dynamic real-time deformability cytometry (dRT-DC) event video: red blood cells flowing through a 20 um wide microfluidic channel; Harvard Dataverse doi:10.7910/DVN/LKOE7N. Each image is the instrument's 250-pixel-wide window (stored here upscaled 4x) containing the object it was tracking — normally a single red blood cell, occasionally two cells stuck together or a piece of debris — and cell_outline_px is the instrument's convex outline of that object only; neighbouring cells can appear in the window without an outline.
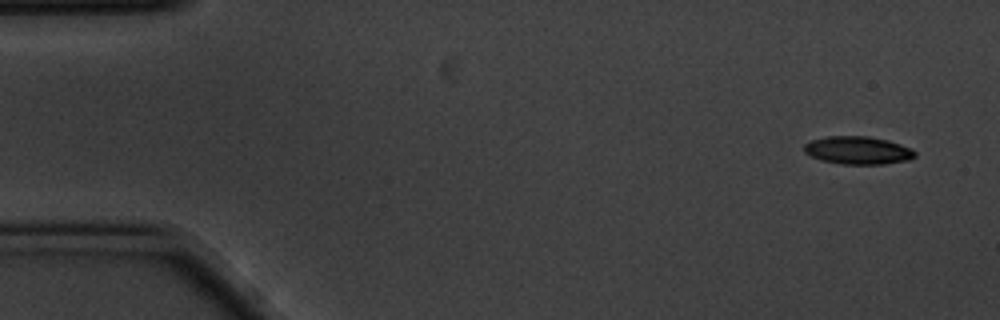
{"species": "common noctule bat (a hibernating species)", "species_latin": "Nyctalus noctula", "temperature_condition": "cold", "stored_images_in_passage": 15, "camera_frame_rate_fps": 3000, "um_per_image_px": 0.085, "animal": {"sex": "male", "body_mass_g": 20.1, "forearm_length_mm": 53.5}, "frame": {"image": 1, "passage_image": 1, "time_ms": 0.0, "image_size_px": [1000, 320], "cell_outline_px": [[916, 156], [908, 160], [884, 164], [840, 164], [820, 160], [804, 152], [804, 144], [812, 140], [828, 136], [868, 136], [888, 140], [912, 148], [916, 152]], "centroid_in_image_um": [72.94, 12.78], "position_along_channel_um": 12.1, "area_um2": 18.09}}
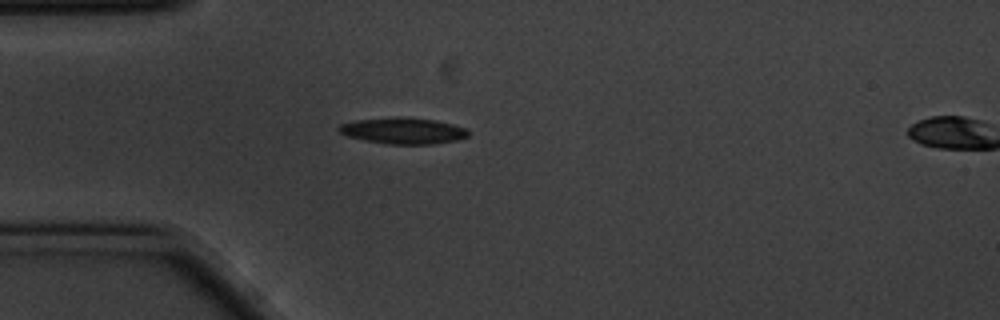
{"frame": {"image": 2, "passage_image": 13, "time_ms": 4.0, "image_size_px": [1000, 320], "cell_outline_px": [[468, 136], [456, 140], [432, 144], [388, 144], [364, 140], [348, 136], [340, 132], [336, 128], [340, 124], [356, 120], [396, 116], [436, 120], [468, 128]], "centroid_in_image_um": [34.26, 11.1], "position_along_channel_um": 50.7, "area_um2": 19.83}}